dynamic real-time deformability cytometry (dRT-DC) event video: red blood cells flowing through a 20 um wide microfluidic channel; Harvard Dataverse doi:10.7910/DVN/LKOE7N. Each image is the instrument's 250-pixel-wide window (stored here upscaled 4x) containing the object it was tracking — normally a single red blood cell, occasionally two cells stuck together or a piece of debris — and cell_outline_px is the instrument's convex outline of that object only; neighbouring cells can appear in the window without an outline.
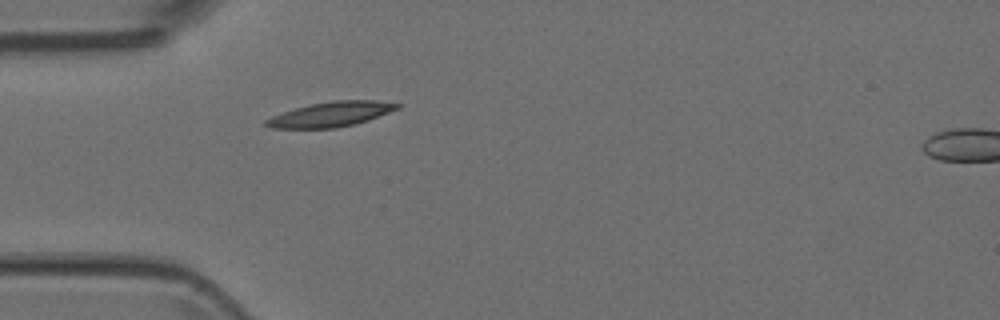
{"species": "Egyptian fruit bat (a non-hibernating species)", "species_latin": "Rousettus aegyptiacus", "temperature_condition": "room temperature", "stored_images_in_passage": 2, "camera_frame_rate_fps": 3000, "um_per_image_px": 0.085, "animal": {"sex": "female"}, "frame": {"image": 1, "passage_image": 1, "time_ms": 0.0, "image_size_px": [1000, 320], "cell_outline_px": [[400, 108], [368, 120], [336, 128], [272, 128], [264, 124], [264, 120], [272, 116], [296, 108], [312, 104], [332, 100], [376, 100], [400, 104]], "centroid_in_image_um": [28.13, 9.71], "position_along_channel_um": 56.9, "area_um2": 18.79}}